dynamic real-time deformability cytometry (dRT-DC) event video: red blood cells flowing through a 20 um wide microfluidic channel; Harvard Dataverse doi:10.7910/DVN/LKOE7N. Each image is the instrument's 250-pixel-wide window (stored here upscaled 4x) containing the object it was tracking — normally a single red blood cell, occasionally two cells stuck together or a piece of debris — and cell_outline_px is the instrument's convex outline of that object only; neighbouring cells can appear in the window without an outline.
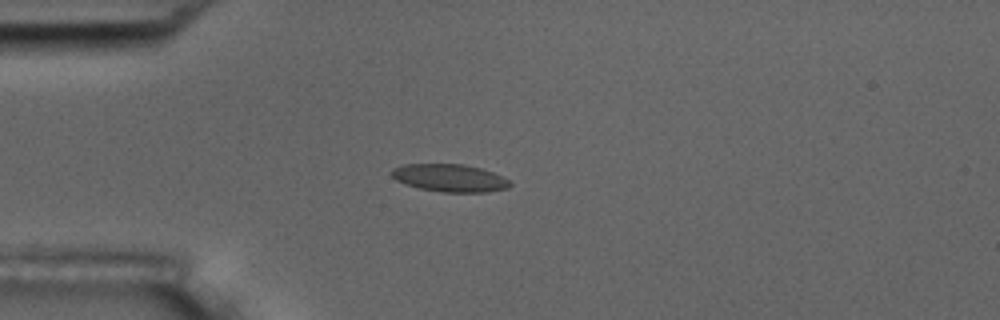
{"species": "common noctule bat (a hibernating species)", "species_latin": "Nyctalus noctula", "temperature_condition": "room temperature", "stored_images_in_passage": 6, "camera_frame_rate_fps": 3000, "um_per_image_px": 0.085, "animal": {"sex": "male", "body_mass_g": 17.5, "forearm_length_mm": 52.3}, "frame": {"image": 1, "passage_image": 4, "time_ms": 4.333, "image_size_px": [1000, 320], "cell_outline_px": [[512, 184], [508, 188], [488, 192], [444, 192], [420, 188], [396, 180], [392, 176], [392, 168], [404, 164], [464, 164], [480, 168], [492, 172], [508, 180]], "centroid_in_image_um": [38.24, 15.12], "position_along_channel_um": 46.8, "area_um2": 18.84}}
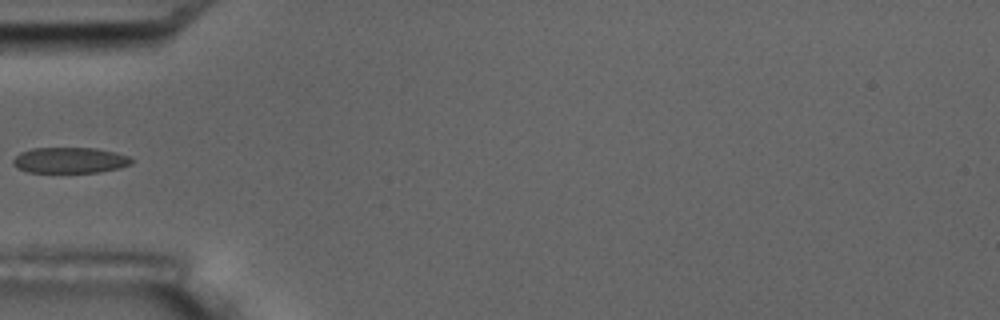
{"frame": {"image": 2, "passage_image": 5, "time_ms": 5.667, "image_size_px": [1000, 320], "cell_outline_px": [[132, 164], [120, 168], [100, 172], [28, 172], [12, 164], [12, 160], [20, 152], [32, 148], [96, 148], [116, 152], [128, 156], [132, 160]], "centroid_in_image_um": [5.96, 13.61], "position_along_channel_um": 79.0, "area_um2": 17.8}}